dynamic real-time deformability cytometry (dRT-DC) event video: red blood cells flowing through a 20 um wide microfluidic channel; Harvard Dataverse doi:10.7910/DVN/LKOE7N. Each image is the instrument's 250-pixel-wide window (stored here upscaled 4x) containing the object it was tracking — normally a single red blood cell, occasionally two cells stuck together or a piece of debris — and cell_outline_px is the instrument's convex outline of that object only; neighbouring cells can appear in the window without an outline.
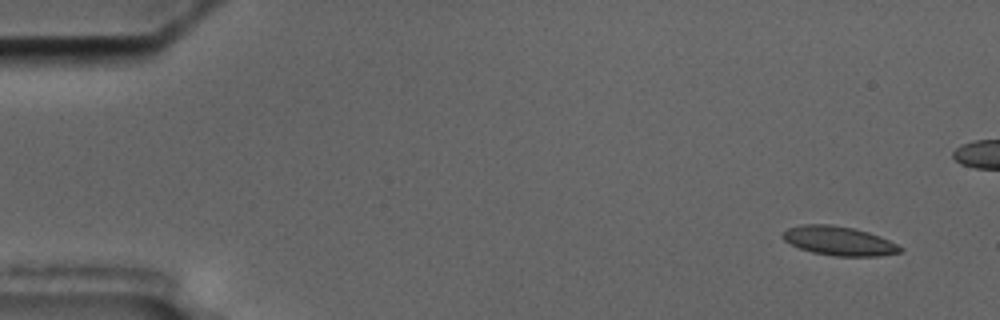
{"species": "common noctule bat (a hibernating species)", "species_latin": "Nyctalus noctula", "temperature_condition": "cold", "stored_images_in_passage": 7, "camera_frame_rate_fps": 3000, "um_per_image_px": 0.085, "animal": {"sex": "male", "body_mass_g": 17.5, "forearm_length_mm": 52.3}, "frame": {"image": 1, "passage_image": 1, "time_ms": 0.0, "image_size_px": [1000, 320], "cell_outline_px": [[904, 252], [880, 256], [832, 256], [812, 252], [800, 248], [784, 240], [780, 236], [788, 228], [800, 224], [832, 224], [852, 228], [868, 232], [880, 236], [904, 248]], "centroid_in_image_um": [71.32, 20.48], "position_along_channel_um": 13.7, "area_um2": 20.0}}